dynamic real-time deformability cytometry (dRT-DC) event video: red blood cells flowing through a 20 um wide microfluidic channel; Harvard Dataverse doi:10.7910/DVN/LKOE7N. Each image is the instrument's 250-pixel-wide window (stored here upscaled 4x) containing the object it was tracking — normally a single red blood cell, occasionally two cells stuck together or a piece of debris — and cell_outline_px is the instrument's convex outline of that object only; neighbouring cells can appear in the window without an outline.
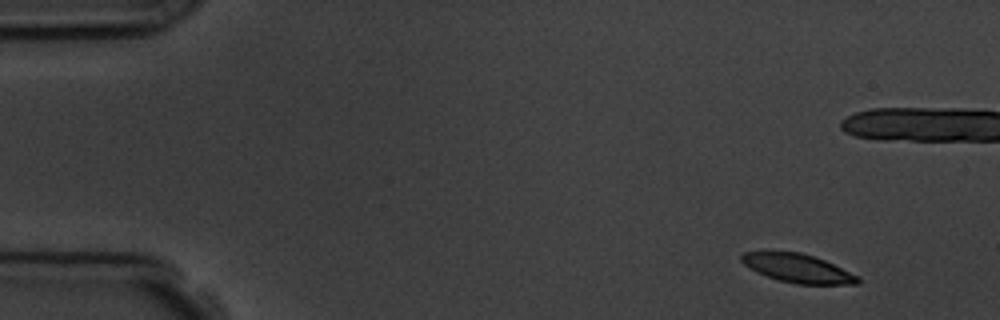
{"species": "common noctule bat (a hibernating species)", "species_latin": "Nyctalus noctula", "temperature_condition": "room temperature", "stored_images_in_passage": 5, "camera_frame_rate_fps": 3000, "um_per_image_px": 0.085, "animal": {"sex": "male", "body_mass_g": 19.5, "forearm_length_mm": 54.6}, "frame": {"image": 1, "passage_image": 1, "time_ms": 0.0, "image_size_px": [1000, 320], "cell_outline_px": [[860, 284], [796, 284], [780, 280], [756, 272], [744, 264], [740, 260], [740, 256], [744, 252], [764, 248], [800, 252], [824, 260], [860, 276]], "centroid_in_image_um": [67.74, 22.75], "position_along_channel_um": 17.3, "area_um2": 20.0}}